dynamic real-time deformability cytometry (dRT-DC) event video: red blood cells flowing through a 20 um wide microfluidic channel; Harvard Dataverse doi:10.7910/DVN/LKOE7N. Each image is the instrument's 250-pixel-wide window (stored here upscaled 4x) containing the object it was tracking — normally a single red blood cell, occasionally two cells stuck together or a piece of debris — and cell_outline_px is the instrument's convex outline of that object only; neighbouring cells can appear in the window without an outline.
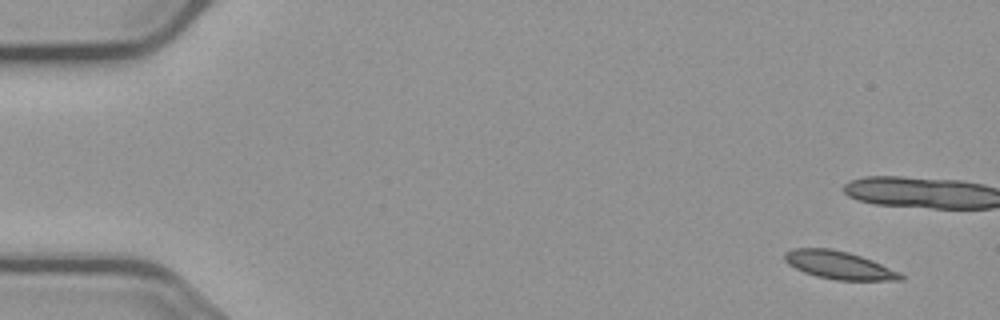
{"species": "common noctule bat (a hibernating species)", "species_latin": "Nyctalus noctula", "temperature_condition": "cold", "stored_images_in_passage": 6, "camera_frame_rate_fps": 3000, "um_per_image_px": 0.085, "animal": {"sex": "male", "body_mass_g": 23.1, "forearm_length_mm": 52.7}, "frame": {"image": 1, "passage_image": 1, "time_ms": 0.0, "image_size_px": [1000, 320], "cell_outline_px": [[904, 280], [836, 280], [816, 276], [804, 272], [788, 264], [784, 260], [784, 252], [792, 248], [828, 248], [848, 252], [872, 260], [900, 272], [904, 276]], "centroid_in_image_um": [71.3, 22.53], "position_along_channel_um": 13.7, "area_um2": 18.84}}
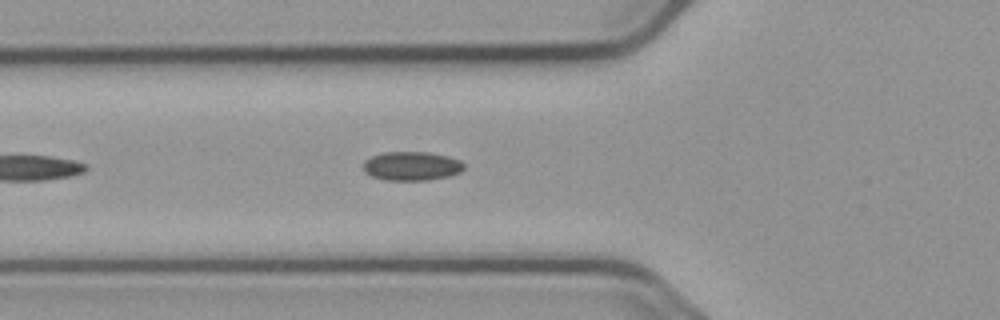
{"frame": {"image": 2, "passage_image": 6, "time_ms": 7.0, "image_size_px": [1000, 320], "cell_outline_px": [[464, 168], [460, 172], [448, 176], [428, 180], [384, 180], [372, 176], [364, 172], [364, 160], [372, 156], [384, 152], [428, 152], [448, 156], [460, 160], [464, 164]], "centroid_in_image_um": [34.99, 14.11], "position_along_channel_um": 90.8, "area_um2": 16.99}}